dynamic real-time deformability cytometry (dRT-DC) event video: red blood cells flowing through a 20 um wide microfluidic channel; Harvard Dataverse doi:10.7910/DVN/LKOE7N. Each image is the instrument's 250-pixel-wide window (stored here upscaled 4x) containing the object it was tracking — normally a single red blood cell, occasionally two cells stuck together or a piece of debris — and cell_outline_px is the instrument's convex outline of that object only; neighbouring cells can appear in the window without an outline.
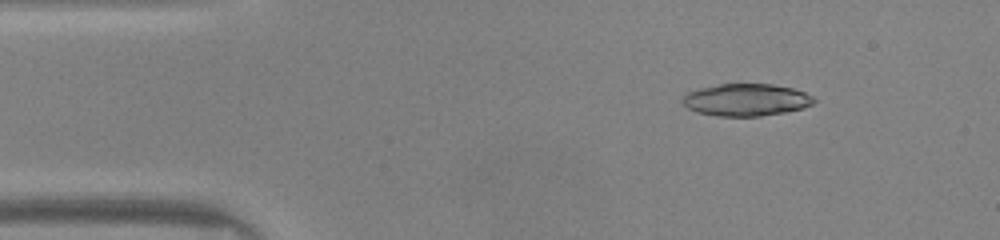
{"species": "common noctule bat (a hibernating species)", "species_latin": "Nyctalus noctula", "temperature_condition": "warm", "stored_images_in_passage": 47, "camera_frame_rate_fps": 3000, "um_per_image_px": 0.085, "animal": {"sex": "male", "body_mass_g": 20.0, "forearm_length_mm": 53.3}, "frame": {"image": 1, "passage_image": 6, "time_ms": 1.667, "image_size_px": [1000, 240], "cell_outline_px": [[816, 100], [812, 104], [804, 108], [784, 112], [760, 116], [716, 116], [696, 112], [688, 108], [680, 100], [688, 92], [700, 88], [720, 84], [772, 84], [792, 88], [804, 92], [812, 96]], "centroid_in_image_um": [63.41, 8.49], "position_along_channel_um": 21.6, "area_um2": 24.62}}
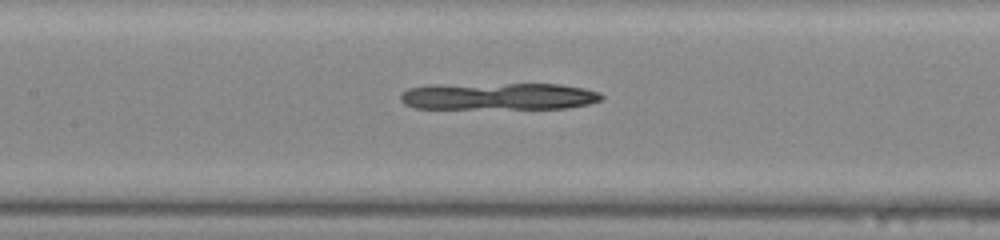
{"frame": {"image": 2, "passage_image": 21, "time_ms": 6.667, "image_size_px": [1000, 240], "cell_outline_px": [[604, 100], [588, 104], [568, 108], [416, 108], [404, 104], [400, 100], [400, 96], [408, 88], [428, 84], [560, 84], [584, 88], [600, 92], [604, 96]], "centroid_in_image_um": [42.4, 8.18], "position_along_channel_um": 165.0, "area_um2": 31.96}}
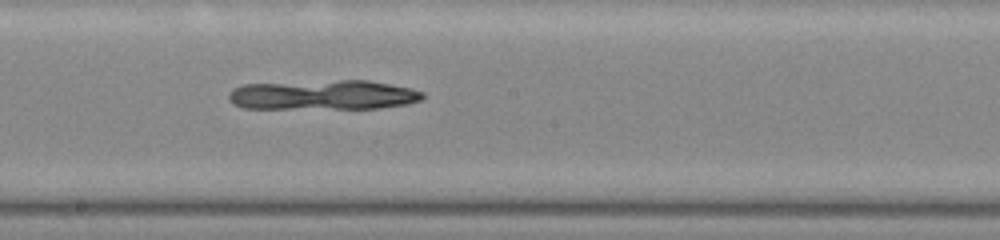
{"frame": {"image": 3, "passage_image": 25, "time_ms": 8.0, "image_size_px": [1000, 240], "cell_outline_px": [[424, 96], [420, 100], [408, 104], [380, 108], [244, 108], [236, 104], [228, 96], [232, 88], [244, 84], [340, 80], [368, 80], [408, 88], [424, 92]], "centroid_in_image_um": [27.49, 8.07], "position_along_channel_um": 220.7, "area_um2": 33.29}}